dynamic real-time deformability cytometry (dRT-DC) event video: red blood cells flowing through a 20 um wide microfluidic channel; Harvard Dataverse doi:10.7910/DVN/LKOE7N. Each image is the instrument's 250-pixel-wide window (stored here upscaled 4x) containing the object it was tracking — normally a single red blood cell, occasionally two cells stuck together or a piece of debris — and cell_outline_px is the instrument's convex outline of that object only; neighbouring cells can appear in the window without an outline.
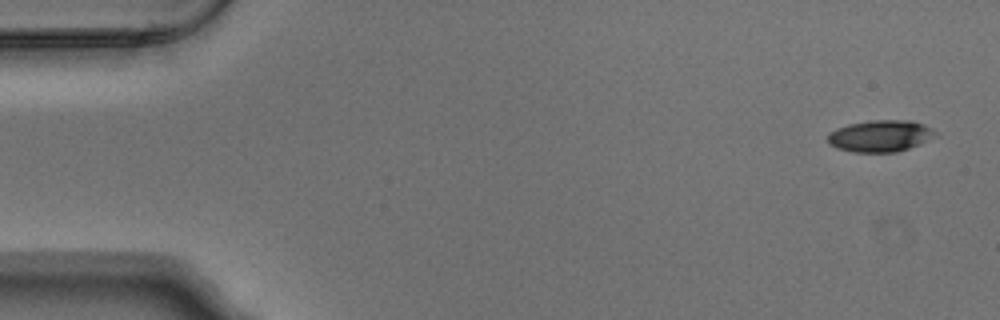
{"species": "Egyptian fruit bat (a non-hibernating species)", "species_latin": "Rousettus aegyptiacus", "temperature_condition": "warm", "stored_images_in_passage": 7, "camera_frame_rate_fps": 3000, "um_per_image_px": 0.085, "animal": {"sex": "male"}, "frame": {"image": 1, "passage_image": 1, "time_ms": 0.0, "image_size_px": [1000, 320], "cell_outline_px": [[940, 136], [920, 144], [896, 152], [852, 152], [836, 148], [828, 144], [828, 132], [836, 128], [848, 124], [872, 120], [912, 120], [924, 124], [936, 132]], "centroid_in_image_um": [74.84, 11.55], "position_along_channel_um": 10.2, "area_um2": 20.17}}
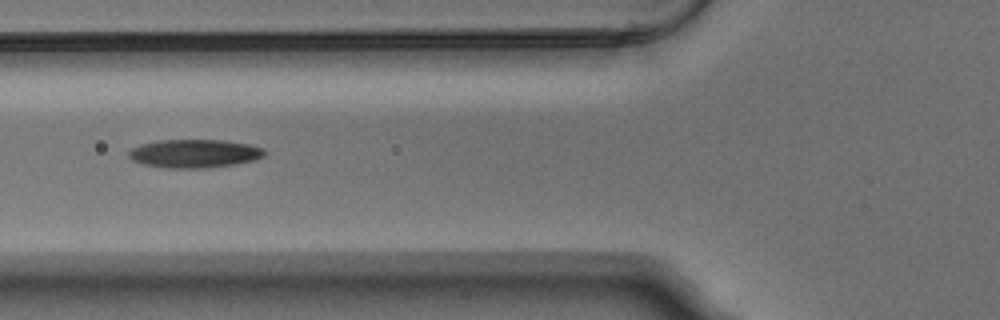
{"frame": {"image": 2, "passage_image": 6, "time_ms": 1.667, "image_size_px": [1000, 320], "cell_outline_px": [[268, 152], [264, 156], [256, 160], [236, 164], [200, 168], [168, 168], [144, 164], [132, 160], [128, 156], [128, 152], [132, 148], [140, 144], [156, 140], [224, 140], [248, 144], [264, 148]], "centroid_in_image_um": [16.55, 13.04], "position_along_channel_um": 109.2, "area_um2": 22.6}}
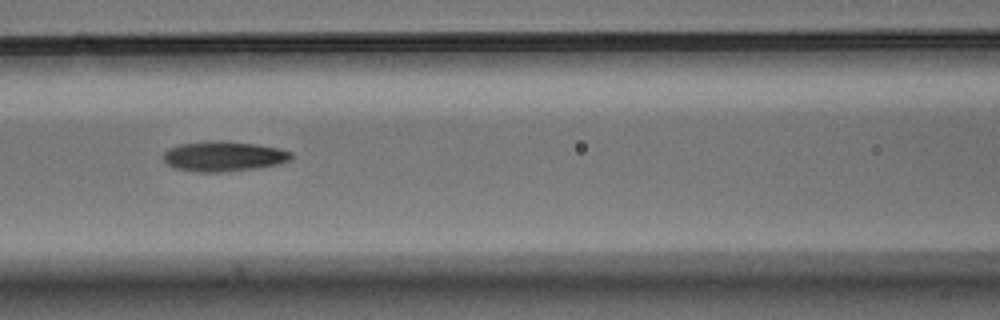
{"frame": {"image": 3, "passage_image": 7, "time_ms": 2.0, "image_size_px": [1000, 320], "cell_outline_px": [[292, 160], [280, 164], [256, 168], [228, 172], [196, 172], [176, 168], [168, 164], [164, 160], [164, 152], [168, 148], [180, 144], [216, 140], [228, 140], [256, 144], [280, 148], [292, 152]], "centroid_in_image_um": [19.06, 13.28], "position_along_channel_um": 147.5, "area_um2": 22.72}}